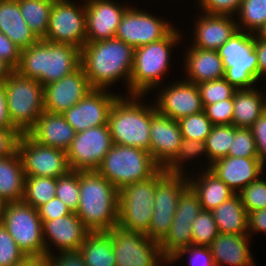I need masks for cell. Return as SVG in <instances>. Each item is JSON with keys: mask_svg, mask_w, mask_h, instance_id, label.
I'll list each match as a JSON object with an SVG mask.
<instances>
[{"mask_svg": "<svg viewBox=\"0 0 266 266\" xmlns=\"http://www.w3.org/2000/svg\"><path fill=\"white\" fill-rule=\"evenodd\" d=\"M134 51V47L117 38L86 42L81 48L80 66L91 88L108 90L114 82L124 80L129 95Z\"/></svg>", "mask_w": 266, "mask_h": 266, "instance_id": "cell-1", "label": "cell"}, {"mask_svg": "<svg viewBox=\"0 0 266 266\" xmlns=\"http://www.w3.org/2000/svg\"><path fill=\"white\" fill-rule=\"evenodd\" d=\"M79 205L75 212L89 232H108L117 227V190L96 170L79 171Z\"/></svg>", "mask_w": 266, "mask_h": 266, "instance_id": "cell-2", "label": "cell"}, {"mask_svg": "<svg viewBox=\"0 0 266 266\" xmlns=\"http://www.w3.org/2000/svg\"><path fill=\"white\" fill-rule=\"evenodd\" d=\"M81 49L69 44L39 39L21 50L16 71L43 86L58 81L80 67Z\"/></svg>", "mask_w": 266, "mask_h": 266, "instance_id": "cell-3", "label": "cell"}, {"mask_svg": "<svg viewBox=\"0 0 266 266\" xmlns=\"http://www.w3.org/2000/svg\"><path fill=\"white\" fill-rule=\"evenodd\" d=\"M128 96L120 95L109 112L108 125L113 143L150 152L149 131L151 118L157 113L155 104H143L144 95Z\"/></svg>", "mask_w": 266, "mask_h": 266, "instance_id": "cell-4", "label": "cell"}, {"mask_svg": "<svg viewBox=\"0 0 266 266\" xmlns=\"http://www.w3.org/2000/svg\"><path fill=\"white\" fill-rule=\"evenodd\" d=\"M178 31L174 27L163 39L135 48L129 95L145 96L163 84L161 80L168 72L172 49L183 40Z\"/></svg>", "mask_w": 266, "mask_h": 266, "instance_id": "cell-5", "label": "cell"}, {"mask_svg": "<svg viewBox=\"0 0 266 266\" xmlns=\"http://www.w3.org/2000/svg\"><path fill=\"white\" fill-rule=\"evenodd\" d=\"M167 174L160 168L152 177L122 187L118 197L117 227L147 234L150 229L156 184Z\"/></svg>", "mask_w": 266, "mask_h": 266, "instance_id": "cell-6", "label": "cell"}, {"mask_svg": "<svg viewBox=\"0 0 266 266\" xmlns=\"http://www.w3.org/2000/svg\"><path fill=\"white\" fill-rule=\"evenodd\" d=\"M160 168L149 151L113 144L96 171L120 190L152 177Z\"/></svg>", "mask_w": 266, "mask_h": 266, "instance_id": "cell-7", "label": "cell"}, {"mask_svg": "<svg viewBox=\"0 0 266 266\" xmlns=\"http://www.w3.org/2000/svg\"><path fill=\"white\" fill-rule=\"evenodd\" d=\"M7 113L11 124L27 133L45 111L44 86L14 70L5 81Z\"/></svg>", "mask_w": 266, "mask_h": 266, "instance_id": "cell-8", "label": "cell"}, {"mask_svg": "<svg viewBox=\"0 0 266 266\" xmlns=\"http://www.w3.org/2000/svg\"><path fill=\"white\" fill-rule=\"evenodd\" d=\"M217 52L222 59L227 82L236 90L253 88L259 80L255 35L238 30Z\"/></svg>", "mask_w": 266, "mask_h": 266, "instance_id": "cell-9", "label": "cell"}, {"mask_svg": "<svg viewBox=\"0 0 266 266\" xmlns=\"http://www.w3.org/2000/svg\"><path fill=\"white\" fill-rule=\"evenodd\" d=\"M2 224L26 257H46L42 220L36 208L24 201L8 202Z\"/></svg>", "mask_w": 266, "mask_h": 266, "instance_id": "cell-10", "label": "cell"}, {"mask_svg": "<svg viewBox=\"0 0 266 266\" xmlns=\"http://www.w3.org/2000/svg\"><path fill=\"white\" fill-rule=\"evenodd\" d=\"M116 257V266H167L160 244L142 233L115 227L108 231ZM160 264V265H159Z\"/></svg>", "mask_w": 266, "mask_h": 266, "instance_id": "cell-11", "label": "cell"}, {"mask_svg": "<svg viewBox=\"0 0 266 266\" xmlns=\"http://www.w3.org/2000/svg\"><path fill=\"white\" fill-rule=\"evenodd\" d=\"M70 0H54L44 40L81 49L86 43V7Z\"/></svg>", "mask_w": 266, "mask_h": 266, "instance_id": "cell-12", "label": "cell"}, {"mask_svg": "<svg viewBox=\"0 0 266 266\" xmlns=\"http://www.w3.org/2000/svg\"><path fill=\"white\" fill-rule=\"evenodd\" d=\"M187 174L167 173L155 189L150 229L146 234L158 243L168 234L178 206V199L189 186Z\"/></svg>", "mask_w": 266, "mask_h": 266, "instance_id": "cell-13", "label": "cell"}, {"mask_svg": "<svg viewBox=\"0 0 266 266\" xmlns=\"http://www.w3.org/2000/svg\"><path fill=\"white\" fill-rule=\"evenodd\" d=\"M18 153L25 176L58 178L71 170L66 151L39 144L27 133L20 137Z\"/></svg>", "mask_w": 266, "mask_h": 266, "instance_id": "cell-14", "label": "cell"}, {"mask_svg": "<svg viewBox=\"0 0 266 266\" xmlns=\"http://www.w3.org/2000/svg\"><path fill=\"white\" fill-rule=\"evenodd\" d=\"M109 125L91 127L77 132L66 151L71 170H96L113 146Z\"/></svg>", "mask_w": 266, "mask_h": 266, "instance_id": "cell-15", "label": "cell"}, {"mask_svg": "<svg viewBox=\"0 0 266 266\" xmlns=\"http://www.w3.org/2000/svg\"><path fill=\"white\" fill-rule=\"evenodd\" d=\"M174 25L168 23L161 17L129 6L118 25L115 38L138 48L163 39Z\"/></svg>", "mask_w": 266, "mask_h": 266, "instance_id": "cell-16", "label": "cell"}, {"mask_svg": "<svg viewBox=\"0 0 266 266\" xmlns=\"http://www.w3.org/2000/svg\"><path fill=\"white\" fill-rule=\"evenodd\" d=\"M119 96L104 89H92L62 114L76 133L91 127L108 125L110 109Z\"/></svg>", "mask_w": 266, "mask_h": 266, "instance_id": "cell-17", "label": "cell"}, {"mask_svg": "<svg viewBox=\"0 0 266 266\" xmlns=\"http://www.w3.org/2000/svg\"><path fill=\"white\" fill-rule=\"evenodd\" d=\"M168 85L157 94L155 107L158 113L179 120L203 111L198 85L184 79Z\"/></svg>", "mask_w": 266, "mask_h": 266, "instance_id": "cell-18", "label": "cell"}, {"mask_svg": "<svg viewBox=\"0 0 266 266\" xmlns=\"http://www.w3.org/2000/svg\"><path fill=\"white\" fill-rule=\"evenodd\" d=\"M92 88L82 67L44 86V107L50 113H64L83 99Z\"/></svg>", "mask_w": 266, "mask_h": 266, "instance_id": "cell-19", "label": "cell"}, {"mask_svg": "<svg viewBox=\"0 0 266 266\" xmlns=\"http://www.w3.org/2000/svg\"><path fill=\"white\" fill-rule=\"evenodd\" d=\"M129 6L114 0H85L86 42L115 38L118 25Z\"/></svg>", "mask_w": 266, "mask_h": 266, "instance_id": "cell-20", "label": "cell"}, {"mask_svg": "<svg viewBox=\"0 0 266 266\" xmlns=\"http://www.w3.org/2000/svg\"><path fill=\"white\" fill-rule=\"evenodd\" d=\"M42 231L46 256L53 254V251H50L51 243L54 249L57 248L60 252L79 250L89 233L75 212L53 220L42 221Z\"/></svg>", "mask_w": 266, "mask_h": 266, "instance_id": "cell-21", "label": "cell"}, {"mask_svg": "<svg viewBox=\"0 0 266 266\" xmlns=\"http://www.w3.org/2000/svg\"><path fill=\"white\" fill-rule=\"evenodd\" d=\"M150 154L164 168L176 155L182 141L178 120L156 113L151 118Z\"/></svg>", "mask_w": 266, "mask_h": 266, "instance_id": "cell-22", "label": "cell"}, {"mask_svg": "<svg viewBox=\"0 0 266 266\" xmlns=\"http://www.w3.org/2000/svg\"><path fill=\"white\" fill-rule=\"evenodd\" d=\"M265 166L259 158L226 156L215 160L209 169L237 194L264 174Z\"/></svg>", "mask_w": 266, "mask_h": 266, "instance_id": "cell-23", "label": "cell"}, {"mask_svg": "<svg viewBox=\"0 0 266 266\" xmlns=\"http://www.w3.org/2000/svg\"><path fill=\"white\" fill-rule=\"evenodd\" d=\"M199 16L195 21L192 47L217 50L238 31L234 16L204 12Z\"/></svg>", "mask_w": 266, "mask_h": 266, "instance_id": "cell-24", "label": "cell"}, {"mask_svg": "<svg viewBox=\"0 0 266 266\" xmlns=\"http://www.w3.org/2000/svg\"><path fill=\"white\" fill-rule=\"evenodd\" d=\"M27 134L39 144L67 151L76 132L63 114L44 111Z\"/></svg>", "mask_w": 266, "mask_h": 266, "instance_id": "cell-25", "label": "cell"}, {"mask_svg": "<svg viewBox=\"0 0 266 266\" xmlns=\"http://www.w3.org/2000/svg\"><path fill=\"white\" fill-rule=\"evenodd\" d=\"M248 235L219 233L209 245L216 266H255Z\"/></svg>", "mask_w": 266, "mask_h": 266, "instance_id": "cell-26", "label": "cell"}, {"mask_svg": "<svg viewBox=\"0 0 266 266\" xmlns=\"http://www.w3.org/2000/svg\"><path fill=\"white\" fill-rule=\"evenodd\" d=\"M185 53L186 58L183 62L187 73V79L184 78L186 81L198 85L224 78L225 69L217 50L201 49L190 45Z\"/></svg>", "mask_w": 266, "mask_h": 266, "instance_id": "cell-27", "label": "cell"}, {"mask_svg": "<svg viewBox=\"0 0 266 266\" xmlns=\"http://www.w3.org/2000/svg\"><path fill=\"white\" fill-rule=\"evenodd\" d=\"M0 32L21 50L39 40L23 19L18 0H0Z\"/></svg>", "mask_w": 266, "mask_h": 266, "instance_id": "cell-28", "label": "cell"}, {"mask_svg": "<svg viewBox=\"0 0 266 266\" xmlns=\"http://www.w3.org/2000/svg\"><path fill=\"white\" fill-rule=\"evenodd\" d=\"M203 170L204 172L201 171L198 177L195 178L194 175H187L188 182L189 186L197 194L202 210L212 211L223 202L232 198L236 193L210 169Z\"/></svg>", "mask_w": 266, "mask_h": 266, "instance_id": "cell-29", "label": "cell"}, {"mask_svg": "<svg viewBox=\"0 0 266 266\" xmlns=\"http://www.w3.org/2000/svg\"><path fill=\"white\" fill-rule=\"evenodd\" d=\"M255 88L239 89L233 95V125L250 128L266 111V98ZM265 98V99H264Z\"/></svg>", "mask_w": 266, "mask_h": 266, "instance_id": "cell-30", "label": "cell"}, {"mask_svg": "<svg viewBox=\"0 0 266 266\" xmlns=\"http://www.w3.org/2000/svg\"><path fill=\"white\" fill-rule=\"evenodd\" d=\"M25 171L19 153L0 159V197L8 202L23 201Z\"/></svg>", "mask_w": 266, "mask_h": 266, "instance_id": "cell-31", "label": "cell"}, {"mask_svg": "<svg viewBox=\"0 0 266 266\" xmlns=\"http://www.w3.org/2000/svg\"><path fill=\"white\" fill-rule=\"evenodd\" d=\"M211 212L219 233L248 235V213L238 194Z\"/></svg>", "mask_w": 266, "mask_h": 266, "instance_id": "cell-32", "label": "cell"}, {"mask_svg": "<svg viewBox=\"0 0 266 266\" xmlns=\"http://www.w3.org/2000/svg\"><path fill=\"white\" fill-rule=\"evenodd\" d=\"M79 251L86 266H116L112 238L108 232H89Z\"/></svg>", "mask_w": 266, "mask_h": 266, "instance_id": "cell-33", "label": "cell"}, {"mask_svg": "<svg viewBox=\"0 0 266 266\" xmlns=\"http://www.w3.org/2000/svg\"><path fill=\"white\" fill-rule=\"evenodd\" d=\"M23 19L38 39H44L54 0H18Z\"/></svg>", "mask_w": 266, "mask_h": 266, "instance_id": "cell-34", "label": "cell"}, {"mask_svg": "<svg viewBox=\"0 0 266 266\" xmlns=\"http://www.w3.org/2000/svg\"><path fill=\"white\" fill-rule=\"evenodd\" d=\"M234 137L235 126L233 124L213 126L210 134L205 140V147L209 162L206 164L207 167L204 169H209L215 160L228 156Z\"/></svg>", "mask_w": 266, "mask_h": 266, "instance_id": "cell-35", "label": "cell"}, {"mask_svg": "<svg viewBox=\"0 0 266 266\" xmlns=\"http://www.w3.org/2000/svg\"><path fill=\"white\" fill-rule=\"evenodd\" d=\"M57 178L26 176L23 201L34 208L55 197Z\"/></svg>", "mask_w": 266, "mask_h": 266, "instance_id": "cell-36", "label": "cell"}, {"mask_svg": "<svg viewBox=\"0 0 266 266\" xmlns=\"http://www.w3.org/2000/svg\"><path fill=\"white\" fill-rule=\"evenodd\" d=\"M164 258H170L180 249L193 245L192 222L173 220L168 234L159 242Z\"/></svg>", "mask_w": 266, "mask_h": 266, "instance_id": "cell-37", "label": "cell"}, {"mask_svg": "<svg viewBox=\"0 0 266 266\" xmlns=\"http://www.w3.org/2000/svg\"><path fill=\"white\" fill-rule=\"evenodd\" d=\"M236 17L238 30L256 33L266 23V0H242Z\"/></svg>", "mask_w": 266, "mask_h": 266, "instance_id": "cell-38", "label": "cell"}, {"mask_svg": "<svg viewBox=\"0 0 266 266\" xmlns=\"http://www.w3.org/2000/svg\"><path fill=\"white\" fill-rule=\"evenodd\" d=\"M203 154L208 160L205 142L189 138H182L177 155L164 167L169 174H185L183 166L187 160H194Z\"/></svg>", "mask_w": 266, "mask_h": 266, "instance_id": "cell-39", "label": "cell"}, {"mask_svg": "<svg viewBox=\"0 0 266 266\" xmlns=\"http://www.w3.org/2000/svg\"><path fill=\"white\" fill-rule=\"evenodd\" d=\"M178 123L181 128L182 138L202 142H205L214 126L204 111L182 117L178 120Z\"/></svg>", "mask_w": 266, "mask_h": 266, "instance_id": "cell-40", "label": "cell"}, {"mask_svg": "<svg viewBox=\"0 0 266 266\" xmlns=\"http://www.w3.org/2000/svg\"><path fill=\"white\" fill-rule=\"evenodd\" d=\"M79 196V171L70 170L67 174L57 178L55 197L65 203L72 212L78 209Z\"/></svg>", "mask_w": 266, "mask_h": 266, "instance_id": "cell-41", "label": "cell"}, {"mask_svg": "<svg viewBox=\"0 0 266 266\" xmlns=\"http://www.w3.org/2000/svg\"><path fill=\"white\" fill-rule=\"evenodd\" d=\"M218 234L212 212L201 210L192 222L193 245L209 246Z\"/></svg>", "mask_w": 266, "mask_h": 266, "instance_id": "cell-42", "label": "cell"}, {"mask_svg": "<svg viewBox=\"0 0 266 266\" xmlns=\"http://www.w3.org/2000/svg\"><path fill=\"white\" fill-rule=\"evenodd\" d=\"M203 107L233 97L236 89L225 78L198 84Z\"/></svg>", "mask_w": 266, "mask_h": 266, "instance_id": "cell-43", "label": "cell"}, {"mask_svg": "<svg viewBox=\"0 0 266 266\" xmlns=\"http://www.w3.org/2000/svg\"><path fill=\"white\" fill-rule=\"evenodd\" d=\"M262 176L237 193L247 213L266 208V180Z\"/></svg>", "mask_w": 266, "mask_h": 266, "instance_id": "cell-44", "label": "cell"}, {"mask_svg": "<svg viewBox=\"0 0 266 266\" xmlns=\"http://www.w3.org/2000/svg\"><path fill=\"white\" fill-rule=\"evenodd\" d=\"M228 156L258 158L256 142L250 128L235 127V137L230 146Z\"/></svg>", "mask_w": 266, "mask_h": 266, "instance_id": "cell-45", "label": "cell"}, {"mask_svg": "<svg viewBox=\"0 0 266 266\" xmlns=\"http://www.w3.org/2000/svg\"><path fill=\"white\" fill-rule=\"evenodd\" d=\"M201 210L197 194L188 186L178 199V206L173 220L193 222Z\"/></svg>", "mask_w": 266, "mask_h": 266, "instance_id": "cell-46", "label": "cell"}, {"mask_svg": "<svg viewBox=\"0 0 266 266\" xmlns=\"http://www.w3.org/2000/svg\"><path fill=\"white\" fill-rule=\"evenodd\" d=\"M27 258L4 225L0 224V266H13Z\"/></svg>", "mask_w": 266, "mask_h": 266, "instance_id": "cell-47", "label": "cell"}, {"mask_svg": "<svg viewBox=\"0 0 266 266\" xmlns=\"http://www.w3.org/2000/svg\"><path fill=\"white\" fill-rule=\"evenodd\" d=\"M185 255H189L188 265L190 266H216L209 246L202 245H190L180 249L170 258L168 266L169 264H174V261L180 260Z\"/></svg>", "mask_w": 266, "mask_h": 266, "instance_id": "cell-48", "label": "cell"}, {"mask_svg": "<svg viewBox=\"0 0 266 266\" xmlns=\"http://www.w3.org/2000/svg\"><path fill=\"white\" fill-rule=\"evenodd\" d=\"M203 111L213 125H231L233 123V97L205 105Z\"/></svg>", "mask_w": 266, "mask_h": 266, "instance_id": "cell-49", "label": "cell"}, {"mask_svg": "<svg viewBox=\"0 0 266 266\" xmlns=\"http://www.w3.org/2000/svg\"><path fill=\"white\" fill-rule=\"evenodd\" d=\"M242 0H198L200 10L208 14H237Z\"/></svg>", "mask_w": 266, "mask_h": 266, "instance_id": "cell-50", "label": "cell"}, {"mask_svg": "<svg viewBox=\"0 0 266 266\" xmlns=\"http://www.w3.org/2000/svg\"><path fill=\"white\" fill-rule=\"evenodd\" d=\"M22 133L16 128H0V159L18 152V143Z\"/></svg>", "mask_w": 266, "mask_h": 266, "instance_id": "cell-51", "label": "cell"}, {"mask_svg": "<svg viewBox=\"0 0 266 266\" xmlns=\"http://www.w3.org/2000/svg\"><path fill=\"white\" fill-rule=\"evenodd\" d=\"M21 49L3 32H0V59L16 70L20 63Z\"/></svg>", "mask_w": 266, "mask_h": 266, "instance_id": "cell-52", "label": "cell"}, {"mask_svg": "<svg viewBox=\"0 0 266 266\" xmlns=\"http://www.w3.org/2000/svg\"><path fill=\"white\" fill-rule=\"evenodd\" d=\"M37 211L42 221L53 220L72 213L71 209L57 197L38 207Z\"/></svg>", "mask_w": 266, "mask_h": 266, "instance_id": "cell-53", "label": "cell"}, {"mask_svg": "<svg viewBox=\"0 0 266 266\" xmlns=\"http://www.w3.org/2000/svg\"><path fill=\"white\" fill-rule=\"evenodd\" d=\"M45 266H86L79 250L54 253L43 258Z\"/></svg>", "mask_w": 266, "mask_h": 266, "instance_id": "cell-54", "label": "cell"}, {"mask_svg": "<svg viewBox=\"0 0 266 266\" xmlns=\"http://www.w3.org/2000/svg\"><path fill=\"white\" fill-rule=\"evenodd\" d=\"M252 136L256 142L258 158L266 164V111L250 127Z\"/></svg>", "mask_w": 266, "mask_h": 266, "instance_id": "cell-55", "label": "cell"}, {"mask_svg": "<svg viewBox=\"0 0 266 266\" xmlns=\"http://www.w3.org/2000/svg\"><path fill=\"white\" fill-rule=\"evenodd\" d=\"M248 236L252 233L264 232L266 234V208L248 212Z\"/></svg>", "mask_w": 266, "mask_h": 266, "instance_id": "cell-56", "label": "cell"}, {"mask_svg": "<svg viewBox=\"0 0 266 266\" xmlns=\"http://www.w3.org/2000/svg\"><path fill=\"white\" fill-rule=\"evenodd\" d=\"M0 128H15L7 113L5 82L0 83Z\"/></svg>", "mask_w": 266, "mask_h": 266, "instance_id": "cell-57", "label": "cell"}, {"mask_svg": "<svg viewBox=\"0 0 266 266\" xmlns=\"http://www.w3.org/2000/svg\"><path fill=\"white\" fill-rule=\"evenodd\" d=\"M255 51L258 58L259 80L266 76V43L255 37ZM265 75V76H264Z\"/></svg>", "mask_w": 266, "mask_h": 266, "instance_id": "cell-58", "label": "cell"}, {"mask_svg": "<svg viewBox=\"0 0 266 266\" xmlns=\"http://www.w3.org/2000/svg\"><path fill=\"white\" fill-rule=\"evenodd\" d=\"M13 266H45L43 258L27 257L22 262Z\"/></svg>", "mask_w": 266, "mask_h": 266, "instance_id": "cell-59", "label": "cell"}, {"mask_svg": "<svg viewBox=\"0 0 266 266\" xmlns=\"http://www.w3.org/2000/svg\"><path fill=\"white\" fill-rule=\"evenodd\" d=\"M14 70L0 59V83L5 82Z\"/></svg>", "mask_w": 266, "mask_h": 266, "instance_id": "cell-60", "label": "cell"}, {"mask_svg": "<svg viewBox=\"0 0 266 266\" xmlns=\"http://www.w3.org/2000/svg\"><path fill=\"white\" fill-rule=\"evenodd\" d=\"M254 35L257 39L266 43V23L263 24Z\"/></svg>", "mask_w": 266, "mask_h": 266, "instance_id": "cell-61", "label": "cell"}, {"mask_svg": "<svg viewBox=\"0 0 266 266\" xmlns=\"http://www.w3.org/2000/svg\"><path fill=\"white\" fill-rule=\"evenodd\" d=\"M6 201H4L1 197H0V224L2 223V219H3V214H4V209L6 206Z\"/></svg>", "mask_w": 266, "mask_h": 266, "instance_id": "cell-62", "label": "cell"}]
</instances>
